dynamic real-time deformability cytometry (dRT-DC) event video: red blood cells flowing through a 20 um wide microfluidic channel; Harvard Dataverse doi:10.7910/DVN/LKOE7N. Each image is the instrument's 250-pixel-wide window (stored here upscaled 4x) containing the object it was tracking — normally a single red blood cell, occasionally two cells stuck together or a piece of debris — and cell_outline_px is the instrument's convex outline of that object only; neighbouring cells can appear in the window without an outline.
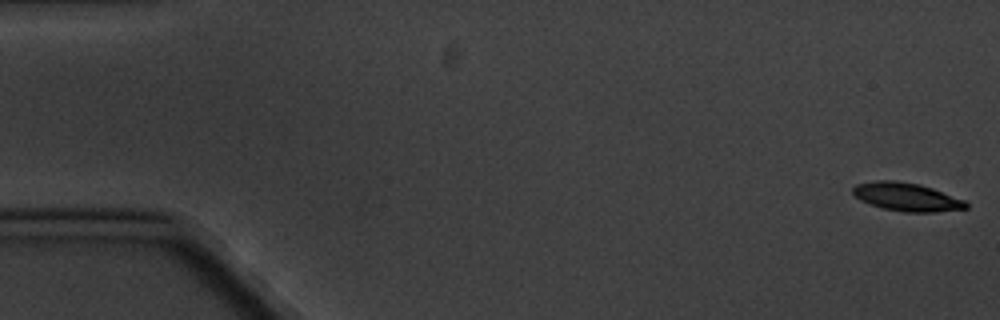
{"species": "common noctule bat (a hibernating species)", "species_latin": "Nyctalus noctula", "temperature_condition": "cold", "stored_images_in_passage": 6, "camera_frame_rate_fps": 3000, "um_per_image_px": 0.085, "animal": {"sex": "male", "body_mass_g": 20.1, "forearm_length_mm": 53.5}, "frame": {"image": 1, "passage_image": 1, "time_ms": 0.0, "image_size_px": [1000, 320], "cell_outline_px": [[968, 208], [936, 212], [904, 212], [880, 208], [860, 200], [852, 192], [852, 188], [856, 184], [876, 180], [896, 180], [920, 184], [932, 188], [964, 200], [968, 204]], "centroid_in_image_um": [77.04, 16.74], "position_along_channel_um": 8.0, "area_um2": 18.73}}
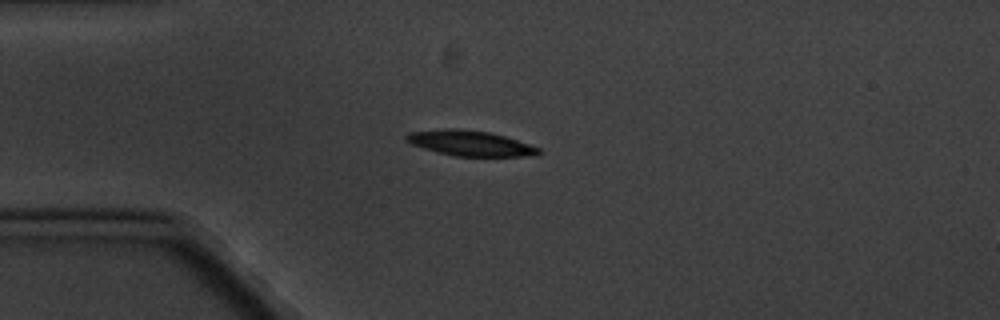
{"frame": {"image": 2, "passage_image": 5, "time_ms": 4.667, "image_size_px": [1000, 320], "cell_outline_px": [[540, 152], [520, 156], [456, 156], [436, 152], [412, 144], [404, 140], [404, 136], [408, 132], [444, 128], [456, 128], [488, 132], [504, 136], [540, 148]], "centroid_in_image_um": [39.85, 12.16], "position_along_channel_um": 45.1, "area_um2": 19.25}}